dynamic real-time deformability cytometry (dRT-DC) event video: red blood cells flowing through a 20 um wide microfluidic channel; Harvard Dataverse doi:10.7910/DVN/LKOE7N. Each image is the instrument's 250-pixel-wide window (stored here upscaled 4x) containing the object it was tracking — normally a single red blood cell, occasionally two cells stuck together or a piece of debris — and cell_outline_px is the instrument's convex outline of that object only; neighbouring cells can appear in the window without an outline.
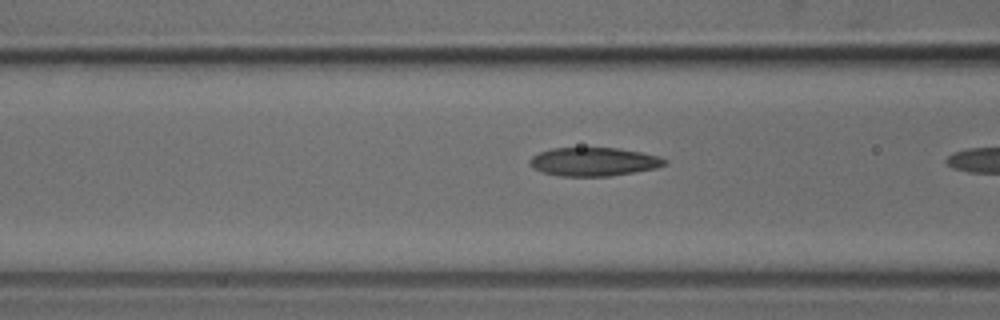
{"species": "common noctule bat (a hibernating species)", "species_latin": "Nyctalus noctula", "temperature_condition": "cold", "stored_images_in_passage": 17, "camera_frame_rate_fps": 3000, "um_per_image_px": 0.085, "animal": {"sex": "male", "body_mass_g": 18.8}, "frame": {"image": 1, "passage_image": 16, "time_ms": 5.0, "image_size_px": [1000, 320], "cell_outline_px": [[668, 160], [664, 164], [656, 168], [608, 176], [560, 176], [540, 172], [532, 168], [528, 164], [528, 160], [532, 156], [540, 152], [552, 148], [616, 148], [640, 152], [660, 156]], "centroid_in_image_um": [50.41, 13.75], "position_along_channel_um": 116.2, "area_um2": 22.43}}